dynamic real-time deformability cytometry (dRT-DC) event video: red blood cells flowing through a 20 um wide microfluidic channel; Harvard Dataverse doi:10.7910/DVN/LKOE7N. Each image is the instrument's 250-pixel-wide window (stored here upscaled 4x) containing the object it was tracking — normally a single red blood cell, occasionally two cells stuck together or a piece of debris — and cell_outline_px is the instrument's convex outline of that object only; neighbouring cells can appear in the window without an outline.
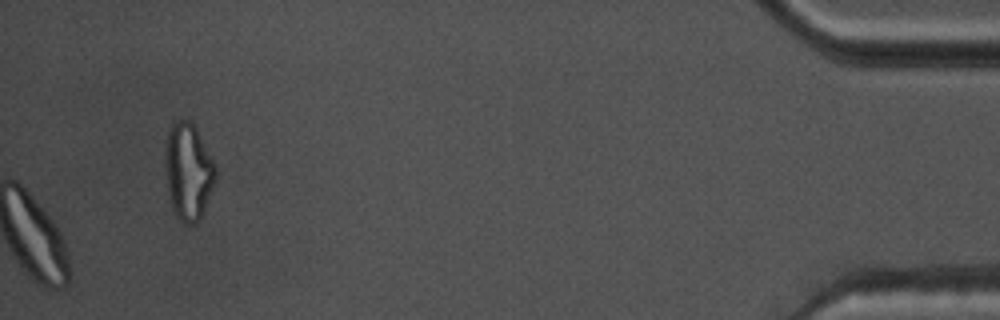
{"species": "common noctule bat (a hibernating species)", "species_latin": "Nyctalus noctula", "temperature_condition": "warm", "stored_images_in_passage": 52, "camera_frame_rate_fps": 3000, "um_per_image_px": 0.085, "animal": {"sex": "male", "body_mass_g": 17.5, "forearm_length_mm": 52.3}, "frame": {"image": 1, "passage_image": 52, "time_ms": 17.0, "image_size_px": [1000, 320], "cell_outline_px": [[216, 176], [200, 220], [196, 224], [184, 224], [176, 216], [172, 204], [168, 188], [164, 168], [164, 148], [168, 132], [172, 120], [188, 120], [196, 128], [216, 164]], "centroid_in_image_um": [15.98, 14.54], "position_along_channel_um": 419.2, "area_um2": 28.5}, "authors_computed_cell_mechanics": {"area_um2": 27.0215, "velocity_mm_per_s": 3.6435, "shape_relaxation_time_tau1_ms": null, "shape_relaxation_time_tau2_ms": 1.5661, "deformation_change_tau1": null, "deformation_change_tau2": 0.0856}}